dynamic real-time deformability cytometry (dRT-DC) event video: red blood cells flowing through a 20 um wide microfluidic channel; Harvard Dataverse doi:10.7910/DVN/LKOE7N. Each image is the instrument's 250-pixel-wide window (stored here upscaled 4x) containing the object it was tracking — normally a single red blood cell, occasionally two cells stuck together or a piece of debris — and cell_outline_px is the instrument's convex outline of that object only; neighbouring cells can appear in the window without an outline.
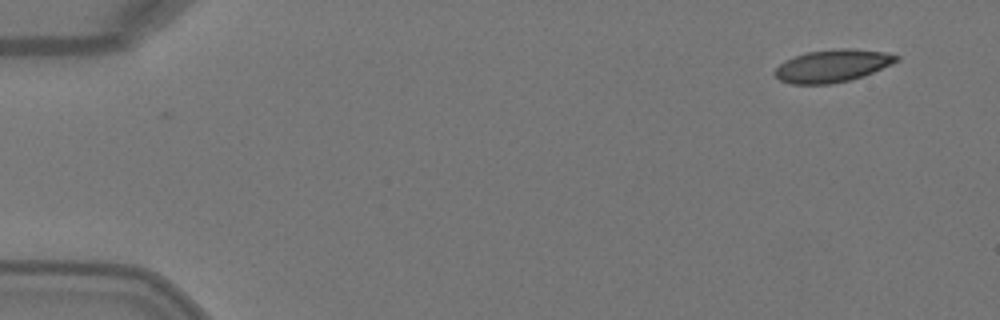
{"species": "Egyptian fruit bat (a non-hibernating species)", "species_latin": "Rousettus aegyptiacus", "temperature_condition": "warm", "stored_images_in_passage": 4, "camera_frame_rate_fps": 3000, "um_per_image_px": 0.085, "animal": {"sex": "female"}, "frame": {"image": 1, "passage_image": 1, "time_ms": 0.0, "image_size_px": [1000, 320], "cell_outline_px": [[900, 60], [892, 64], [872, 72], [848, 80], [832, 84], [792, 84], [780, 80], [772, 72], [784, 60], [808, 52], [840, 48], [852, 48], [888, 52], [900, 56]], "centroid_in_image_um": [70.77, 5.58], "position_along_channel_um": 14.2, "area_um2": 23.0}}
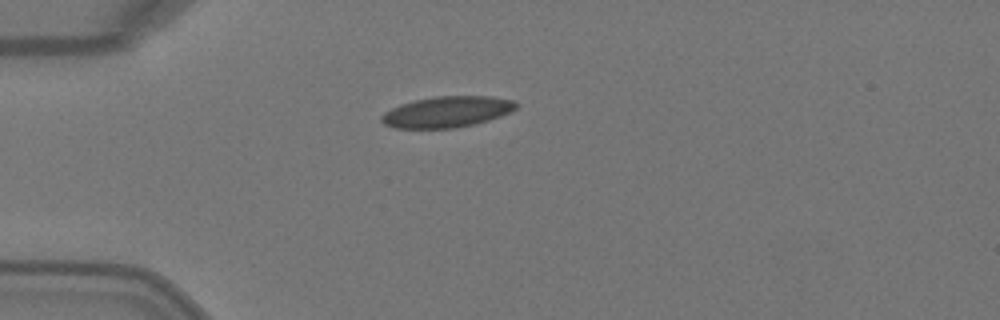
{"frame": {"image": 2, "passage_image": 4, "time_ms": 1.0, "image_size_px": [1000, 320], "cell_outline_px": [[520, 104], [516, 108], [500, 116], [488, 120], [472, 124], [452, 128], [396, 128], [384, 124], [380, 120], [380, 116], [384, 112], [400, 104], [416, 100], [436, 96], [492, 96], [516, 100]], "centroid_in_image_um": [38.0, 9.49], "position_along_channel_um": 47.0, "area_um2": 24.28}}